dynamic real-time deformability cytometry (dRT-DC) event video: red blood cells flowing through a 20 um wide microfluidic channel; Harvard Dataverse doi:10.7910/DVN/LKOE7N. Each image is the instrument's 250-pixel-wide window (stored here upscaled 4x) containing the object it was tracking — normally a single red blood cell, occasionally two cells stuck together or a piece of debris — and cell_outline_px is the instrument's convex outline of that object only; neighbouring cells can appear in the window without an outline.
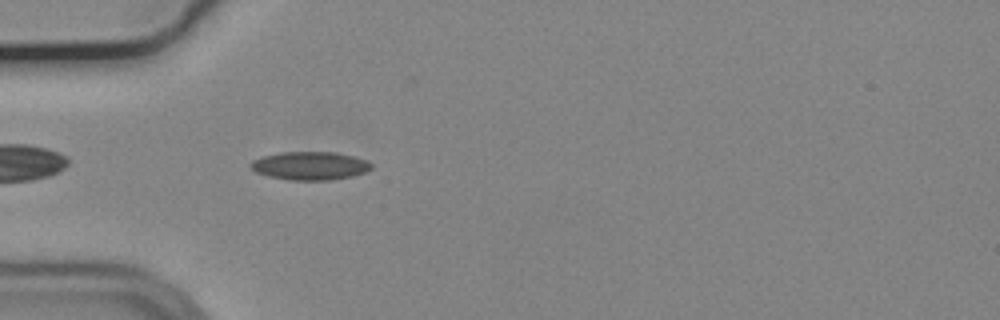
{"species": "common noctule bat (a hibernating species)", "species_latin": "Nyctalus noctula", "temperature_condition": "cold", "stored_images_in_passage": 35, "camera_frame_rate_fps": 3000, "um_per_image_px": 0.085, "animal": {"sex": "male", "body_mass_g": 19.2, "forearm_length_mm": 51.8}, "frame": {"image": 1, "passage_image": 1, "time_ms": 0.0, "image_size_px": [1000, 320], "cell_outline_px": [[372, 168], [364, 172], [352, 176], [328, 180], [288, 180], [268, 176], [256, 172], [248, 164], [252, 160], [264, 156], [280, 152], [332, 152], [352, 156], [364, 160], [372, 164]], "centroid_in_image_um": [26.31, 14.09], "position_along_channel_um": 58.7, "area_um2": 19.71}, "authors_computed_cell_mechanics": {"area_um2": 18.2648, "velocity_mm_per_s": 3.7152, "shape_relaxation_time_tau1_ms": null, "shape_relaxation_time_tau2_ms": 2.9993, "deformation_change_tau1": null, "deformation_change_tau2": 0.0935}}